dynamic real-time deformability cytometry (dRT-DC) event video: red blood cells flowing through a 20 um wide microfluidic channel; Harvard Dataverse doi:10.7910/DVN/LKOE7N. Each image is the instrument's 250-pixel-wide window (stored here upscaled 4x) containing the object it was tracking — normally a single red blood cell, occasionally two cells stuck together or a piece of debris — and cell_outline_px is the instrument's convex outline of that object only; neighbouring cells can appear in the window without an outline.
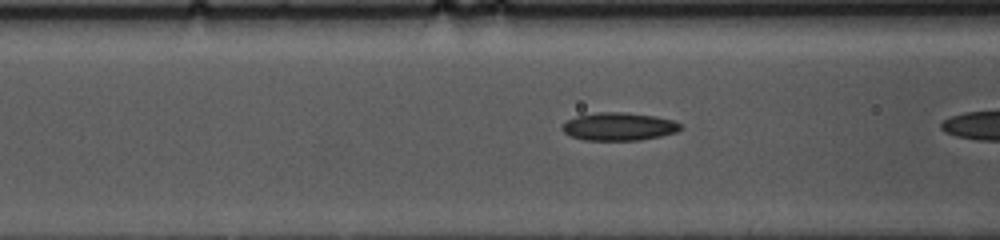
{"species": "common noctule bat (a hibernating species)", "species_latin": "Nyctalus noctula", "temperature_condition": "cold", "stored_images_in_passage": 17, "camera_frame_rate_fps": 3000, "um_per_image_px": 0.085, "animal": {"sex": "female", "body_mass_g": 10.0, "forearm_length_mm": 53.1}, "frame": {"image": 1, "passage_image": 16, "time_ms": 5.0, "image_size_px": [1000, 240], "cell_outline_px": [[684, 128], [676, 132], [660, 136], [640, 140], [584, 140], [568, 136], [560, 128], [568, 120], [576, 116], [596, 112], [624, 112], [656, 116], [672, 120], [680, 124]], "centroid_in_image_um": [52.59, 10.76], "position_along_channel_um": 114.0, "area_um2": 19.36}}